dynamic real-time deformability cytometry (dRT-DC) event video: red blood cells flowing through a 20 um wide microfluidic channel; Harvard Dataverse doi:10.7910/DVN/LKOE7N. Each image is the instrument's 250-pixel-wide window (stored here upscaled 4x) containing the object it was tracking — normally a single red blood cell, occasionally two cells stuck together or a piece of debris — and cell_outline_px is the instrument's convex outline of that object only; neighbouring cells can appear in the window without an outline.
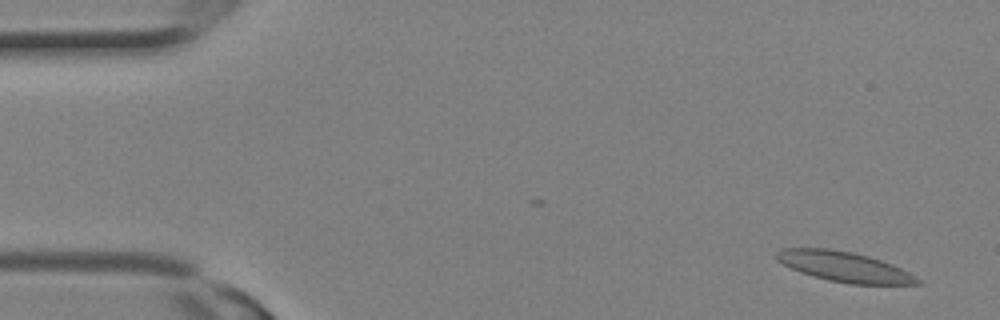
{"species": "Egyptian fruit bat (a non-hibernating species)", "species_latin": "Rousettus aegyptiacus", "temperature_condition": "room temperature", "stored_images_in_passage": 19, "camera_frame_rate_fps": 3000, "um_per_image_px": 0.085, "animal": {"sex": "female"}, "frame": {"image": 1, "passage_image": 2, "time_ms": 0.333, "image_size_px": [1000, 320], "cell_outline_px": [[924, 284], [848, 284], [828, 280], [812, 276], [800, 272], [776, 260], [776, 252], [784, 248], [828, 248], [852, 252], [868, 256], [892, 264], [908, 272], [920, 280]], "centroid_in_image_um": [71.75, 22.67], "position_along_channel_um": 13.2, "area_um2": 24.57}}
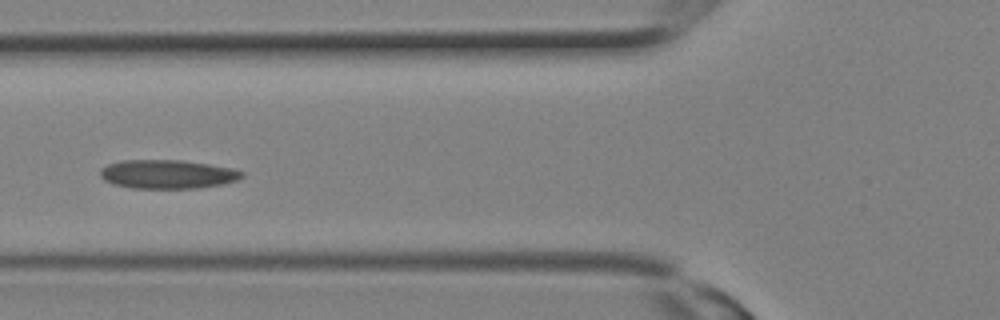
{"frame": {"image": 2, "passage_image": 11, "time_ms": 3.333, "image_size_px": [1000, 320], "cell_outline_px": [[244, 176], [236, 180], [224, 184], [200, 188], [132, 188], [112, 184], [104, 180], [100, 176], [100, 168], [108, 164], [124, 160], [184, 160], [232, 168], [244, 172]], "centroid_in_image_um": [14.23, 14.81], "position_along_channel_um": 111.6, "area_um2": 23.93}}
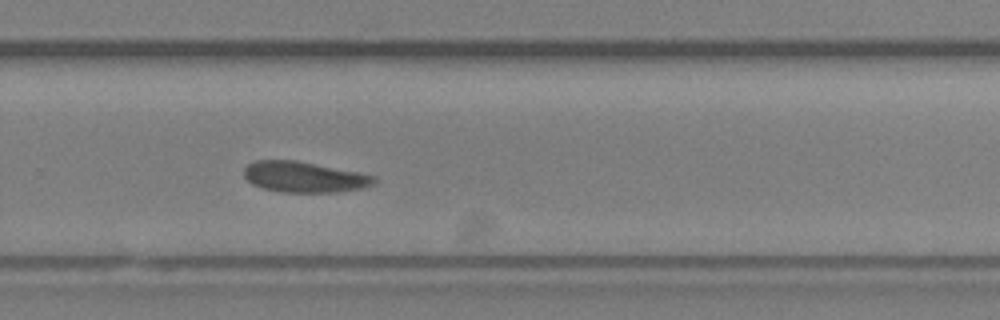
{"frame": {"image": 3, "passage_image": 19, "time_ms": 6.0, "image_size_px": [1000, 320], "cell_outline_px": [[376, 184], [364, 188], [336, 192], [284, 192], [264, 188], [252, 184], [244, 176], [244, 168], [252, 160], [296, 160], [360, 172], [376, 176]], "centroid_in_image_um": [25.89, 15.03], "position_along_channel_um": 303.9, "area_um2": 23.47}}